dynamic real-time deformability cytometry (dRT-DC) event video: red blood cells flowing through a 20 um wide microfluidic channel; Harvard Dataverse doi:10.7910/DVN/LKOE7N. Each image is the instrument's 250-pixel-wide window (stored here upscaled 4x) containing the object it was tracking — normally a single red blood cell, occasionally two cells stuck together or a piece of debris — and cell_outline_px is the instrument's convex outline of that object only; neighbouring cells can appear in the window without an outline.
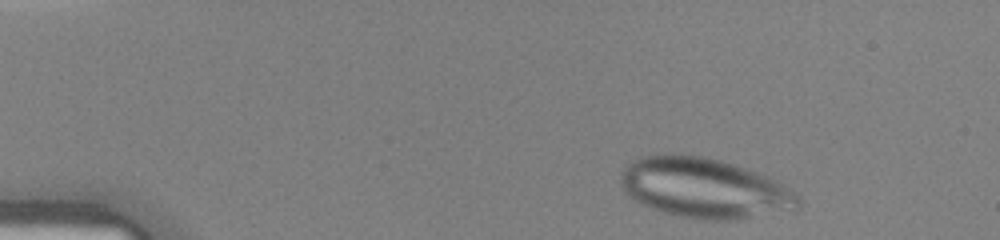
{"species": "human", "species_latin": "Homo sapiens", "temperature_condition": "warm", "stored_images_in_passage": 33, "camera_frame_rate_fps": 3000, "um_per_image_px": 0.085, "donor": {"sex": "female"}, "frame": {"image": 1, "passage_image": 2, "time_ms": 0.333, "image_size_px": [1000, 240], "cell_outline_px": [[800, 204], [796, 208], [736, 220], [700, 220], [676, 216], [640, 204], [632, 200], [624, 192], [620, 184], [620, 172], [632, 160], [640, 156], [668, 152], [680, 152], [704, 156], [736, 164], [768, 176], [776, 180], [796, 192], [800, 196]], "centroid_in_image_um": [59.81, 15.96], "position_along_channel_um": 25.2, "area_um2": 63.18}}
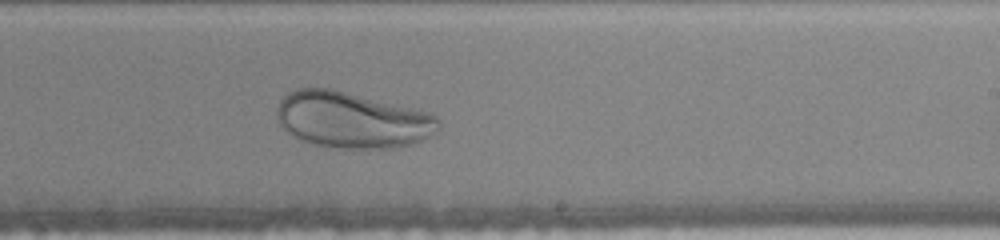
{"frame": {"image": 2, "passage_image": 23, "time_ms": 7.333, "image_size_px": [1000, 240], "cell_outline_px": [[440, 132], [412, 144], [396, 148], [332, 148], [312, 144], [300, 140], [292, 136], [280, 124], [276, 116], [276, 108], [280, 100], [288, 92], [296, 88], [332, 88], [432, 112], [440, 120]], "centroid_in_image_um": [29.95, 10.19], "position_along_channel_um": 259.0, "area_um2": 53.75}}
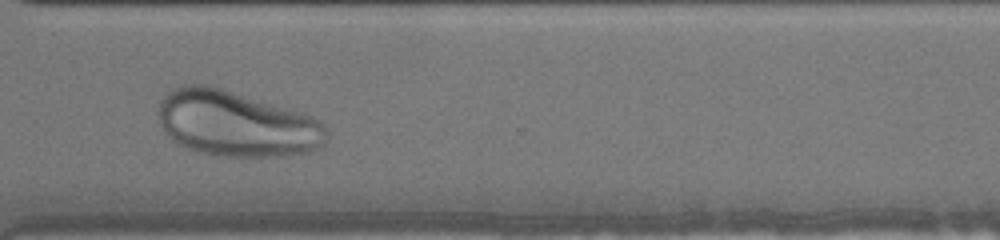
{"frame": {"image": 3, "passage_image": 29, "time_ms": 9.333, "image_size_px": [1000, 240], "cell_outline_px": [[328, 136], [324, 144], [320, 148], [308, 152], [280, 156], [216, 156], [200, 152], [176, 144], [168, 136], [160, 124], [160, 100], [172, 88], [184, 84], [208, 84], [304, 112], [320, 120], [324, 124], [328, 132]], "centroid_in_image_um": [20.12, 10.51], "position_along_channel_um": 350.5, "area_um2": 64.85}}